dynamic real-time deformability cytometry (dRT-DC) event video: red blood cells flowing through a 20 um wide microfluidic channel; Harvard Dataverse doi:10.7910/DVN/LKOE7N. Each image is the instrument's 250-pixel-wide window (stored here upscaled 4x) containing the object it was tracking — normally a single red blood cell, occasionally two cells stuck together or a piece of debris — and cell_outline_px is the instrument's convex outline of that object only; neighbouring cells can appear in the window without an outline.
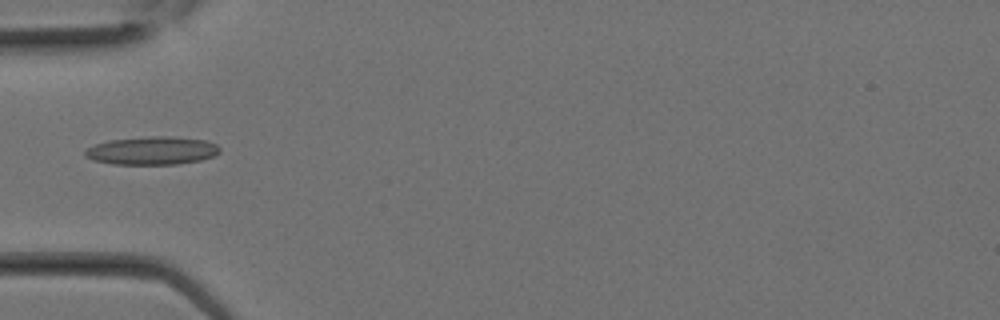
{"species": "Egyptian fruit bat (a non-hibernating species)", "species_latin": "Rousettus aegyptiacus", "temperature_condition": "room temperature", "stored_images_in_passage": 10, "camera_frame_rate_fps": 3000, "um_per_image_px": 0.085, "animal": {"sex": "female"}, "frame": {"image": 1, "passage_image": 9, "time_ms": 2.667, "image_size_px": [1000, 320], "cell_outline_px": [[220, 152], [216, 156], [200, 160], [176, 164], [112, 164], [92, 160], [84, 156], [84, 152], [88, 148], [96, 144], [108, 140], [152, 136], [172, 136], [204, 140], [216, 144], [220, 148]], "centroid_in_image_um": [12.93, 12.8], "position_along_channel_um": 72.1, "area_um2": 22.14}}